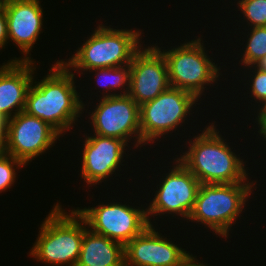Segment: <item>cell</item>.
Masks as SVG:
<instances>
[{
    "mask_svg": "<svg viewBox=\"0 0 266 266\" xmlns=\"http://www.w3.org/2000/svg\"><path fill=\"white\" fill-rule=\"evenodd\" d=\"M48 70L49 73L40 81H37L38 77L35 76L38 73L35 71L26 95L24 111L46 121L65 137L75 125L78 127V122H82L84 98L81 97L80 90H77L80 86H76L78 80L75 74L61 60L58 59Z\"/></svg>",
    "mask_w": 266,
    "mask_h": 266,
    "instance_id": "cell-1",
    "label": "cell"
},
{
    "mask_svg": "<svg viewBox=\"0 0 266 266\" xmlns=\"http://www.w3.org/2000/svg\"><path fill=\"white\" fill-rule=\"evenodd\" d=\"M215 123V120L209 121V124L201 128L203 130H199L201 133H194L192 139H185L186 146L179 145L182 146V150L179 149L180 156H175L201 184L245 182L251 175L248 171L251 169L246 167L248 161L240 156L241 152L232 150L233 145L230 146L228 138L222 136ZM183 148L187 149L183 151Z\"/></svg>",
    "mask_w": 266,
    "mask_h": 266,
    "instance_id": "cell-2",
    "label": "cell"
},
{
    "mask_svg": "<svg viewBox=\"0 0 266 266\" xmlns=\"http://www.w3.org/2000/svg\"><path fill=\"white\" fill-rule=\"evenodd\" d=\"M99 22L89 33L74 54L61 62L76 74L85 76L87 71L97 68L130 65L134 54L144 45L142 29H115L112 25ZM112 27V28H111Z\"/></svg>",
    "mask_w": 266,
    "mask_h": 266,
    "instance_id": "cell-3",
    "label": "cell"
},
{
    "mask_svg": "<svg viewBox=\"0 0 266 266\" xmlns=\"http://www.w3.org/2000/svg\"><path fill=\"white\" fill-rule=\"evenodd\" d=\"M68 211L62 207L60 200L53 204L30 248L28 255L33 260L45 266H76L88 226L75 207Z\"/></svg>",
    "mask_w": 266,
    "mask_h": 266,
    "instance_id": "cell-4",
    "label": "cell"
},
{
    "mask_svg": "<svg viewBox=\"0 0 266 266\" xmlns=\"http://www.w3.org/2000/svg\"><path fill=\"white\" fill-rule=\"evenodd\" d=\"M257 185V180L251 178L231 184H201L187 223L202 225L198 226L201 228L204 225L207 232L210 230L217 237L227 239L233 231L232 226L239 223L241 214L247 211L245 205L249 206Z\"/></svg>",
    "mask_w": 266,
    "mask_h": 266,
    "instance_id": "cell-5",
    "label": "cell"
},
{
    "mask_svg": "<svg viewBox=\"0 0 266 266\" xmlns=\"http://www.w3.org/2000/svg\"><path fill=\"white\" fill-rule=\"evenodd\" d=\"M203 37V35L196 36L190 41L185 39L178 45L167 46V49L158 46V42L152 43L165 58L170 86L193 94L198 100L200 99V103L205 99L203 97H206L207 90L211 86H216L215 84H218L224 75L221 71L223 66H220L223 62L215 64L213 54L209 55L210 51L204 43L207 41H204Z\"/></svg>",
    "mask_w": 266,
    "mask_h": 266,
    "instance_id": "cell-6",
    "label": "cell"
},
{
    "mask_svg": "<svg viewBox=\"0 0 266 266\" xmlns=\"http://www.w3.org/2000/svg\"><path fill=\"white\" fill-rule=\"evenodd\" d=\"M198 101L200 102L193 94L170 86L155 99L140 105L141 147L145 146L143 149H146L147 145L152 146L156 141L160 144L162 138L164 141L165 138L172 137L174 131L177 137L180 127L188 124L187 121L194 118L193 114L196 112V115L198 109H201V106L197 107L200 105Z\"/></svg>",
    "mask_w": 266,
    "mask_h": 266,
    "instance_id": "cell-7",
    "label": "cell"
},
{
    "mask_svg": "<svg viewBox=\"0 0 266 266\" xmlns=\"http://www.w3.org/2000/svg\"><path fill=\"white\" fill-rule=\"evenodd\" d=\"M174 157H172L173 162H168L172 164L170 166L168 164V172L163 174L159 172L160 179L159 183L156 179V188L152 190V195L155 192L154 197H151L152 201L147 200V202L150 201L149 205L145 202L150 225L154 223L157 225L155 220L159 221L158 217L164 219L162 216H171L172 218L169 217V219L177 216L176 219H183L180 222L185 223L194 207L201 183L177 157Z\"/></svg>",
    "mask_w": 266,
    "mask_h": 266,
    "instance_id": "cell-8",
    "label": "cell"
},
{
    "mask_svg": "<svg viewBox=\"0 0 266 266\" xmlns=\"http://www.w3.org/2000/svg\"><path fill=\"white\" fill-rule=\"evenodd\" d=\"M97 98V102L91 101L83 103V111L88 118L91 133L103 137H113L123 140L129 147L141 151L140 133V106L129 95H117L110 97ZM99 102V103H98ZM95 104L94 106L92 105ZM97 103V104H96ZM91 104V105H89ZM88 105V106H87ZM92 106V111L85 109ZM94 108V109H93ZM91 111V112H90ZM90 122V123H89ZM133 138V139H132ZM134 141V142H131ZM131 143V144H129Z\"/></svg>",
    "mask_w": 266,
    "mask_h": 266,
    "instance_id": "cell-9",
    "label": "cell"
},
{
    "mask_svg": "<svg viewBox=\"0 0 266 266\" xmlns=\"http://www.w3.org/2000/svg\"><path fill=\"white\" fill-rule=\"evenodd\" d=\"M103 201L96 206L75 208L92 232L125 246L150 225L145 204L136 206L133 202L132 206L127 202L125 204L118 202L116 199L112 201L108 199L107 201L110 202L106 203V200Z\"/></svg>",
    "mask_w": 266,
    "mask_h": 266,
    "instance_id": "cell-10",
    "label": "cell"
},
{
    "mask_svg": "<svg viewBox=\"0 0 266 266\" xmlns=\"http://www.w3.org/2000/svg\"><path fill=\"white\" fill-rule=\"evenodd\" d=\"M86 131L83 132L87 135L82 134L84 141L79 139L83 146L79 153L81 155L79 159L81 160L79 161L81 162L79 170L81 174H78L85 182L86 188L88 186L97 187L102 182L107 183L109 178L114 180V175L120 177L122 174H118V171L120 173L121 168L126 165L122 163L127 162L125 160H128L130 156L126 152L131 148L121 139L88 134Z\"/></svg>",
    "mask_w": 266,
    "mask_h": 266,
    "instance_id": "cell-11",
    "label": "cell"
},
{
    "mask_svg": "<svg viewBox=\"0 0 266 266\" xmlns=\"http://www.w3.org/2000/svg\"><path fill=\"white\" fill-rule=\"evenodd\" d=\"M62 137L46 121L22 111L7 120L5 151L27 166L40 155L52 150Z\"/></svg>",
    "mask_w": 266,
    "mask_h": 266,
    "instance_id": "cell-12",
    "label": "cell"
},
{
    "mask_svg": "<svg viewBox=\"0 0 266 266\" xmlns=\"http://www.w3.org/2000/svg\"><path fill=\"white\" fill-rule=\"evenodd\" d=\"M129 66L128 95L139 106L170 87L165 58L153 44H144L134 54Z\"/></svg>",
    "mask_w": 266,
    "mask_h": 266,
    "instance_id": "cell-13",
    "label": "cell"
},
{
    "mask_svg": "<svg viewBox=\"0 0 266 266\" xmlns=\"http://www.w3.org/2000/svg\"><path fill=\"white\" fill-rule=\"evenodd\" d=\"M161 225L159 231L149 225L124 246L125 266H180L189 257L179 242L162 235Z\"/></svg>",
    "mask_w": 266,
    "mask_h": 266,
    "instance_id": "cell-14",
    "label": "cell"
},
{
    "mask_svg": "<svg viewBox=\"0 0 266 266\" xmlns=\"http://www.w3.org/2000/svg\"><path fill=\"white\" fill-rule=\"evenodd\" d=\"M7 18L8 43L11 41L21 55L8 61H35L31 56L43 33L44 13L41 0H8L4 3Z\"/></svg>",
    "mask_w": 266,
    "mask_h": 266,
    "instance_id": "cell-15",
    "label": "cell"
},
{
    "mask_svg": "<svg viewBox=\"0 0 266 266\" xmlns=\"http://www.w3.org/2000/svg\"><path fill=\"white\" fill-rule=\"evenodd\" d=\"M35 62L4 61L0 64V115L5 119L24 111L28 89L36 69H39V62Z\"/></svg>",
    "mask_w": 266,
    "mask_h": 266,
    "instance_id": "cell-16",
    "label": "cell"
},
{
    "mask_svg": "<svg viewBox=\"0 0 266 266\" xmlns=\"http://www.w3.org/2000/svg\"><path fill=\"white\" fill-rule=\"evenodd\" d=\"M76 266H125L124 245L88 228Z\"/></svg>",
    "mask_w": 266,
    "mask_h": 266,
    "instance_id": "cell-17",
    "label": "cell"
},
{
    "mask_svg": "<svg viewBox=\"0 0 266 266\" xmlns=\"http://www.w3.org/2000/svg\"><path fill=\"white\" fill-rule=\"evenodd\" d=\"M87 72L89 73H85V74L92 73L94 75V78H91V79L88 78L90 82L92 81V79H96V80H93L94 81L93 84L97 81L95 84L97 86L99 85L98 88L93 86V88L90 87L91 89H89V91L91 92H92V89L93 90L98 89L96 93L92 92L91 96L89 97L92 101L95 99V98L93 99L91 98L93 93L94 95L95 94L98 95V92L101 94V95H98L99 98L117 96V95H128L129 82H130V66L129 65H123L119 67H109V68H97V69H92ZM101 89L103 92H101Z\"/></svg>",
    "mask_w": 266,
    "mask_h": 266,
    "instance_id": "cell-18",
    "label": "cell"
},
{
    "mask_svg": "<svg viewBox=\"0 0 266 266\" xmlns=\"http://www.w3.org/2000/svg\"><path fill=\"white\" fill-rule=\"evenodd\" d=\"M241 69H244V71H242L244 73L242 77L244 76L243 78H246L245 80L243 79L242 83L244 82V87L247 86L245 88L249 89L246 90L247 92L243 94L244 96L247 95V97L245 96L242 98H245L244 100H246L248 97H251L252 100L247 99L248 101H251L248 102L251 104V106L250 104L248 105V110L253 107V111L251 112L254 113V116H256V114L258 115L266 111V72L257 68L255 65L247 66L244 68L242 67ZM247 77H249L250 79L248 78L247 80ZM248 94L250 95L248 96ZM252 102H254L255 104H252Z\"/></svg>",
    "mask_w": 266,
    "mask_h": 266,
    "instance_id": "cell-19",
    "label": "cell"
},
{
    "mask_svg": "<svg viewBox=\"0 0 266 266\" xmlns=\"http://www.w3.org/2000/svg\"><path fill=\"white\" fill-rule=\"evenodd\" d=\"M244 30L245 32L242 31L240 33H242L241 35L245 36L246 41L243 37L242 43L240 42V44L243 45L242 51L240 49V53H237L238 56H242L239 60L241 67L255 65L266 55V26L247 28ZM246 31L248 32L246 33Z\"/></svg>",
    "mask_w": 266,
    "mask_h": 266,
    "instance_id": "cell-20",
    "label": "cell"
},
{
    "mask_svg": "<svg viewBox=\"0 0 266 266\" xmlns=\"http://www.w3.org/2000/svg\"><path fill=\"white\" fill-rule=\"evenodd\" d=\"M237 2L236 6L238 10L233 9L235 11H240L239 14L240 20L237 19L235 21L242 23L246 28H255V27H265L266 26V0H234ZM246 22V23H245ZM248 26V27H246Z\"/></svg>",
    "mask_w": 266,
    "mask_h": 266,
    "instance_id": "cell-21",
    "label": "cell"
},
{
    "mask_svg": "<svg viewBox=\"0 0 266 266\" xmlns=\"http://www.w3.org/2000/svg\"><path fill=\"white\" fill-rule=\"evenodd\" d=\"M24 167L26 165L12 155L5 153L0 157V194L8 192V189L10 191L12 186H15L16 178H18L17 171Z\"/></svg>",
    "mask_w": 266,
    "mask_h": 266,
    "instance_id": "cell-22",
    "label": "cell"
},
{
    "mask_svg": "<svg viewBox=\"0 0 266 266\" xmlns=\"http://www.w3.org/2000/svg\"><path fill=\"white\" fill-rule=\"evenodd\" d=\"M8 44L7 18L4 6L0 9V52Z\"/></svg>",
    "mask_w": 266,
    "mask_h": 266,
    "instance_id": "cell-23",
    "label": "cell"
},
{
    "mask_svg": "<svg viewBox=\"0 0 266 266\" xmlns=\"http://www.w3.org/2000/svg\"><path fill=\"white\" fill-rule=\"evenodd\" d=\"M254 120L252 122L255 125H253V128L252 129L253 130L254 129H257L258 130V131L257 130L255 131V132H258L259 133V135H258V133L256 135L258 137V139L261 138L262 141H266V113L263 112V113H260V114L256 115ZM254 126H256L257 128L256 127L254 128ZM263 143L266 144V142H263ZM265 144H263V145L266 146Z\"/></svg>",
    "mask_w": 266,
    "mask_h": 266,
    "instance_id": "cell-24",
    "label": "cell"
},
{
    "mask_svg": "<svg viewBox=\"0 0 266 266\" xmlns=\"http://www.w3.org/2000/svg\"><path fill=\"white\" fill-rule=\"evenodd\" d=\"M196 257H197V255L194 256L191 253L189 255V257L180 266H208V265L209 266H213V265H210V264H208V263H206L204 261L201 262V257H199L200 260L198 261V259Z\"/></svg>",
    "mask_w": 266,
    "mask_h": 266,
    "instance_id": "cell-25",
    "label": "cell"
},
{
    "mask_svg": "<svg viewBox=\"0 0 266 266\" xmlns=\"http://www.w3.org/2000/svg\"><path fill=\"white\" fill-rule=\"evenodd\" d=\"M7 128V119L0 115V133L5 137Z\"/></svg>",
    "mask_w": 266,
    "mask_h": 266,
    "instance_id": "cell-26",
    "label": "cell"
},
{
    "mask_svg": "<svg viewBox=\"0 0 266 266\" xmlns=\"http://www.w3.org/2000/svg\"><path fill=\"white\" fill-rule=\"evenodd\" d=\"M5 153V137L0 133V157H2Z\"/></svg>",
    "mask_w": 266,
    "mask_h": 266,
    "instance_id": "cell-27",
    "label": "cell"
},
{
    "mask_svg": "<svg viewBox=\"0 0 266 266\" xmlns=\"http://www.w3.org/2000/svg\"><path fill=\"white\" fill-rule=\"evenodd\" d=\"M255 66L263 71L266 72V55L264 58H262L261 60H259Z\"/></svg>",
    "mask_w": 266,
    "mask_h": 266,
    "instance_id": "cell-28",
    "label": "cell"
},
{
    "mask_svg": "<svg viewBox=\"0 0 266 266\" xmlns=\"http://www.w3.org/2000/svg\"><path fill=\"white\" fill-rule=\"evenodd\" d=\"M4 6V2L0 0V9Z\"/></svg>",
    "mask_w": 266,
    "mask_h": 266,
    "instance_id": "cell-29",
    "label": "cell"
}]
</instances>
